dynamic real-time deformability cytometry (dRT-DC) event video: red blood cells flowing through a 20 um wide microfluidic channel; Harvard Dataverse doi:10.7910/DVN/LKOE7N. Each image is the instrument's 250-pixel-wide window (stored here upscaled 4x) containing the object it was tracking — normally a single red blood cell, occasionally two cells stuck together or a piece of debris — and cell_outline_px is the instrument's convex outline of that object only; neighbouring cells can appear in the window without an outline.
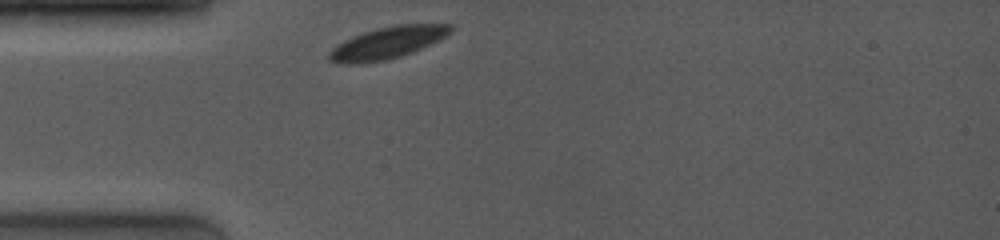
{"species": "common noctule bat (a hibernating species)", "species_latin": "Nyctalus noctula", "temperature_condition": "room temperature", "stored_images_in_passage": 17, "camera_frame_rate_fps": 4000, "um_per_image_px": 0.085, "animal": {"sex": "female", "body_mass_g": 19.0, "forearm_length_mm": 53.3}, "frame": {"image": 1, "passage_image": 1, "time_ms": 0.0, "image_size_px": [1000, 240], "cell_outline_px": [[452, 32], [412, 52], [388, 60], [356, 64], [340, 64], [328, 60], [328, 52], [332, 48], [344, 40], [352, 36], [376, 28], [396, 24], [452, 24]], "centroid_in_image_um": [32.86, 3.64], "position_along_channel_um": 52.1, "area_um2": 22.48}}
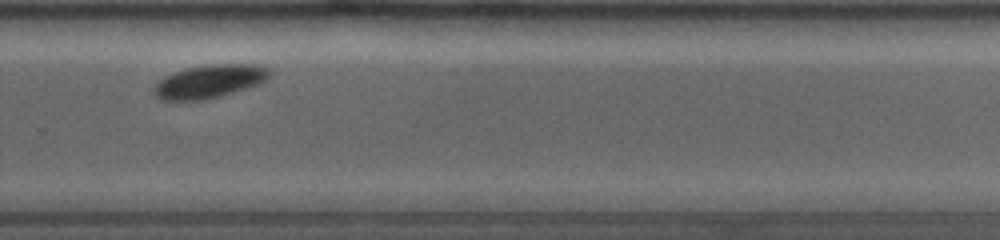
{"frame": {"image": 2, "passage_image": 12, "time_ms": 7.0, "image_size_px": [1000, 240], "cell_outline_px": [[272, 72], [268, 80], [260, 84], [248, 88], [220, 96], [204, 100], [160, 100], [152, 92], [152, 88], [164, 76], [188, 68], [212, 64], [256, 64], [268, 68]], "centroid_in_image_um": [17.84, 6.92], "position_along_channel_um": 312.0, "area_um2": 22.54}}
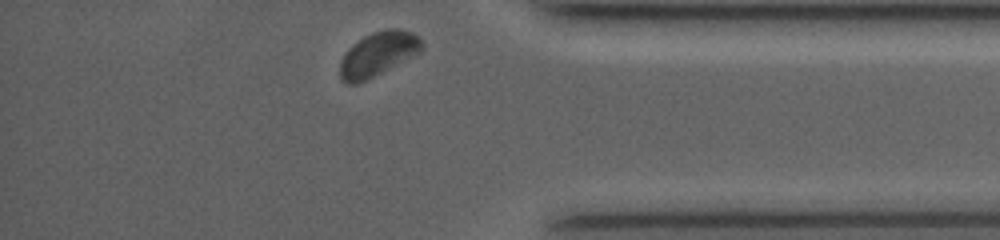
{"frame": {"image": 3, "passage_image": 17, "time_ms": 9.5, "image_size_px": [1000, 240], "cell_outline_px": [[424, 48], [420, 52], [356, 84], [348, 84], [340, 76], [340, 60], [348, 48], [352, 44], [364, 36], [372, 32], [388, 28], [400, 28], [412, 32], [420, 36], [424, 44]], "centroid_in_image_um": [32.15, 4.54], "position_along_channel_um": 403.0, "area_um2": 20.87}, "authors_computed_cell_mechanics": {"area_um2": 23.0044, "velocity_mm_per_s": 3.8515, "shape_relaxation_time_tau1_ms": 1.3915, "shape_relaxation_time_tau2_ms": null, "deformation_change_tau1": 0.0349, "deformation_change_tau2": null}}